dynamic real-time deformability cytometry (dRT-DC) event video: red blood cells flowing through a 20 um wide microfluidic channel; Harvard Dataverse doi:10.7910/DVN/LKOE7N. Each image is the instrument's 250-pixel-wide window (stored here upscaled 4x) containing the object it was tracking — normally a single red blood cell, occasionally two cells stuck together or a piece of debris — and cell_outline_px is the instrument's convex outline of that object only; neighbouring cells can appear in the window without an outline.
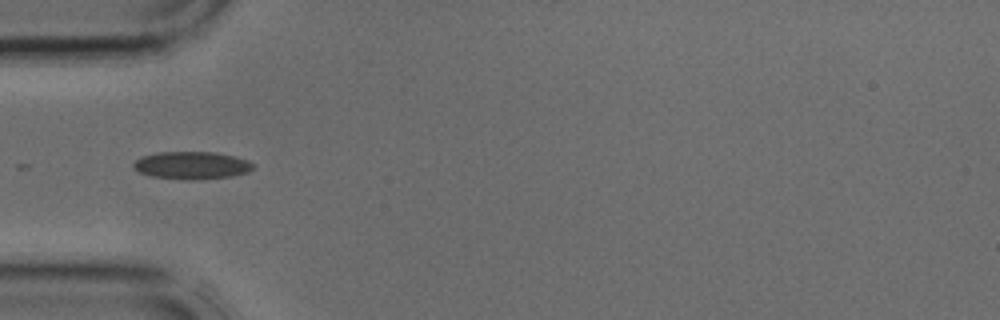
{"species": "common noctule bat (a hibernating species)", "species_latin": "Nyctalus noctula", "temperature_condition": "cold", "stored_images_in_passage": 3, "camera_frame_rate_fps": 3000, "um_per_image_px": 0.085, "animal": {"sex": "male", "body_mass_g": 17.9, "forearm_length_mm": 54.2}, "frame": {"image": 1, "passage_image": 2, "time_ms": 0.333, "image_size_px": [1000, 320], "cell_outline_px": [[256, 168], [248, 172], [232, 176], [200, 180], [192, 180], [152, 176], [140, 172], [132, 164], [136, 160], [144, 156], [160, 152], [216, 152], [236, 156], [248, 160], [256, 164]], "centroid_in_image_um": [16.41, 14.05], "position_along_channel_um": 68.6, "area_um2": 19.31}}